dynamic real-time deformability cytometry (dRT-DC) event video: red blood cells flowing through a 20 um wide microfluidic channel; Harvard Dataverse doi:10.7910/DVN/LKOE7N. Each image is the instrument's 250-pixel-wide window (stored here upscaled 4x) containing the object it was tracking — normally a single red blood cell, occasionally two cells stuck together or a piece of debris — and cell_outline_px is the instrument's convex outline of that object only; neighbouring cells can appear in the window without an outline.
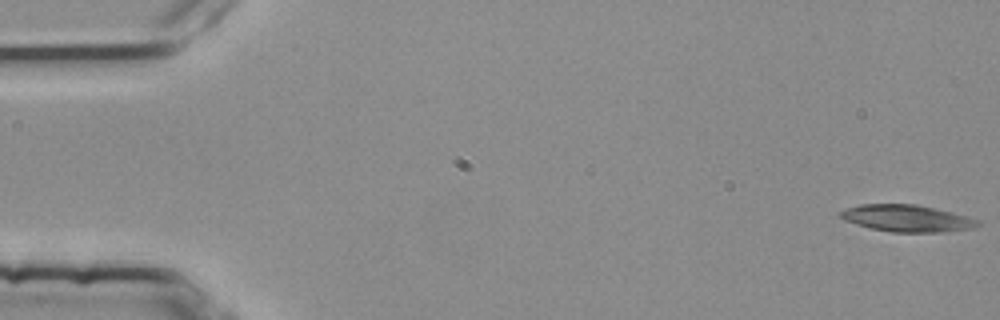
{"species": "common noctule bat (a hibernating species)", "species_latin": "Nyctalus noctula", "temperature_condition": "room temperature", "stored_images_in_passage": 54, "camera_frame_rate_fps": 3000, "um_per_image_px": 0.085, "animal": {"sex": "female", "body_mass_g": 25.1}, "frame": {"image": 1, "passage_image": 1, "time_ms": 0.0, "image_size_px": [1000, 320], "cell_outline_px": [[980, 224], [972, 228], [944, 232], [892, 232], [872, 228], [856, 224], [844, 220], [840, 216], [840, 212], [848, 208], [860, 204], [916, 204], [936, 208], [952, 212], [980, 220]], "centroid_in_image_um": [77.11, 18.55], "position_along_channel_um": 7.9, "area_um2": 21.39}}
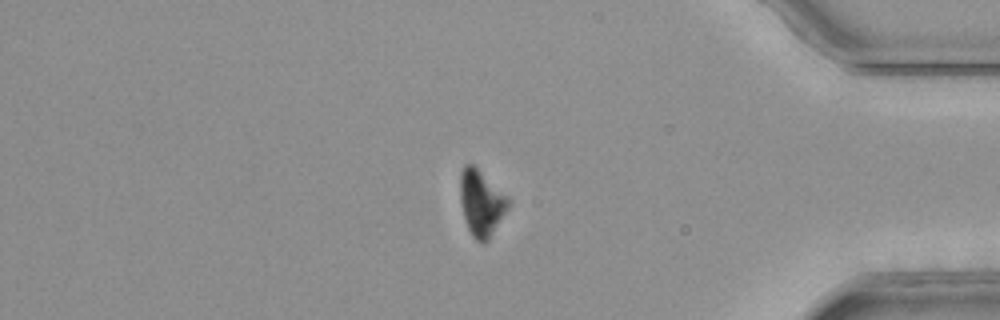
{"frame": {"image": 2, "passage_image": 46, "time_ms": 15.0, "image_size_px": [1000, 320], "cell_outline_px": [[512, 200], [508, 208], [488, 240], [484, 244], [476, 240], [472, 236], [468, 228], [464, 216], [460, 200], [460, 172], [464, 164], [472, 164], [508, 196]], "centroid_in_image_um": [40.91, 17.25], "position_along_channel_um": 394.3, "area_um2": 18.38}}
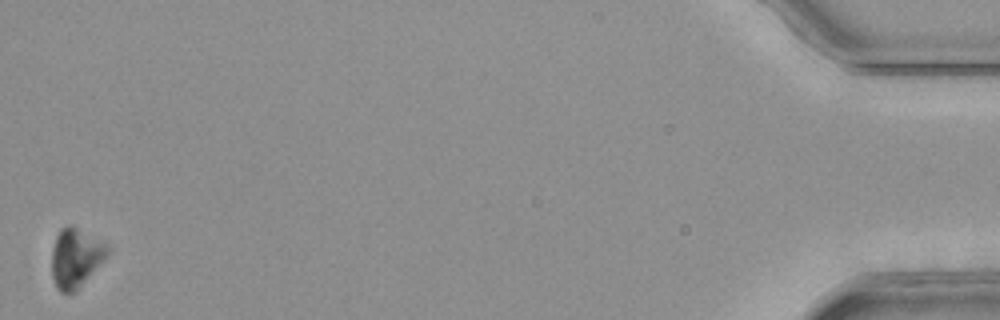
{"frame": {"image": 3, "passage_image": 54, "time_ms": 17.667, "image_size_px": [1000, 320], "cell_outline_px": [[112, 248], [108, 256], [76, 292], [60, 292], [56, 288], [52, 276], [52, 248], [56, 236], [60, 228], [68, 224], [72, 224], [104, 240]], "centroid_in_image_um": [6.48, 21.87], "position_along_channel_um": 428.7, "area_um2": 19.94}, "authors_computed_cell_mechanics": {"area_um2": 20.7502, "velocity_mm_per_s": 3.7716, "shape_relaxation_time_tau1_ms": 11.0344, "shape_relaxation_time_tau2_ms": null, "deformation_change_tau1": 0.2069, "deformation_change_tau2": null}}